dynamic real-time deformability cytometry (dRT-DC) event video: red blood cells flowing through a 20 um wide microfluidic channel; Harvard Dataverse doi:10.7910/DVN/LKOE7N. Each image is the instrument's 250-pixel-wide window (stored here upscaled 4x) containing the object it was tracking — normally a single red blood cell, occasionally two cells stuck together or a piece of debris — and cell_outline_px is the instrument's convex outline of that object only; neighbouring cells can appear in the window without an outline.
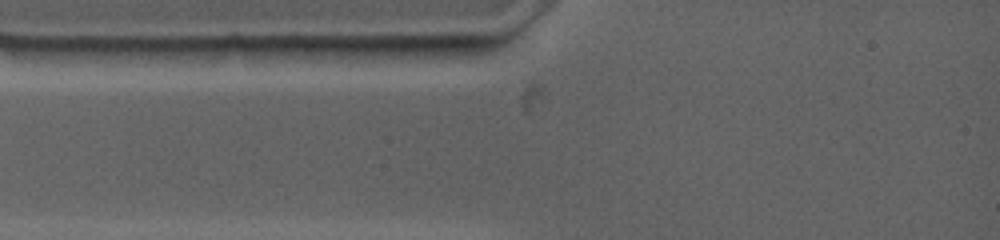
{"species": "common noctule bat (a hibernating species)", "species_latin": "Nyctalus noctula", "temperature_condition": "warm", "stored_images_in_passage": 3, "camera_frame_rate_fps": 4500, "um_per_image_px": 0.085, "animal": {"sex": "female", "body_mass_g": 19.0, "forearm_length_mm": 53.3}, "frame": {"image": 1, "passage_image": 2, "time_ms": 0.667, "image_size_px": [1000, 240], "cell_outline_px": [[272, 48], [252, 64], [164, 56], [140, 48], [232, 44], [236, 44]], "centroid_in_image_um": [18.24, 4.47], "position_along_channel_um": 66.8, "area_um2": 11.44}}